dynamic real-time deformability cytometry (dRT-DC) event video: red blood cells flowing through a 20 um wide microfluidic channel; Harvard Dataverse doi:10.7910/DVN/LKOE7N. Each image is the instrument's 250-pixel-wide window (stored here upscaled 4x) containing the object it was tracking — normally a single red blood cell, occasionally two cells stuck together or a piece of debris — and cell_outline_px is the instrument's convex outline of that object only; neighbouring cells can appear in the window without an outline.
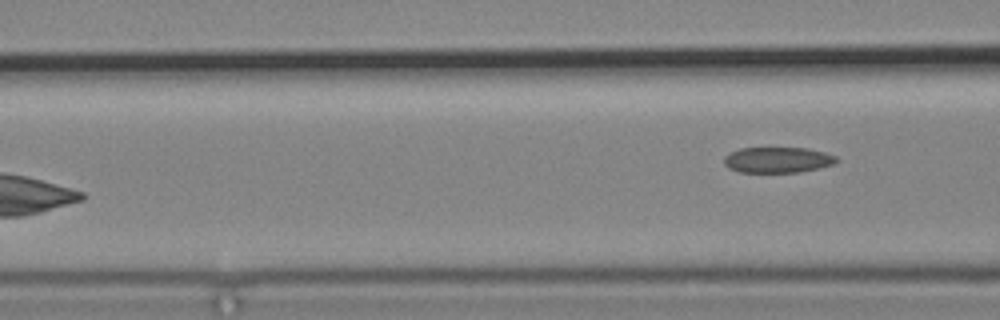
{"species": "common noctule bat (a hibernating species)", "species_latin": "Nyctalus noctula", "temperature_condition": "cold", "stored_images_in_passage": 6, "camera_frame_rate_fps": 3000, "um_per_image_px": 0.085, "animal": {"sex": "male", "body_mass_g": 19.2, "forearm_length_mm": 51.8}, "frame": {"image": 1, "passage_image": 6, "time_ms": 6.333, "image_size_px": [1000, 320], "cell_outline_px": [[840, 160], [832, 164], [820, 168], [800, 172], [736, 172], [728, 168], [724, 164], [724, 156], [740, 148], [808, 148], [824, 152], [836, 156]], "centroid_in_image_um": [66.1, 13.59], "position_along_channel_um": 100.5, "area_um2": 16.94}}